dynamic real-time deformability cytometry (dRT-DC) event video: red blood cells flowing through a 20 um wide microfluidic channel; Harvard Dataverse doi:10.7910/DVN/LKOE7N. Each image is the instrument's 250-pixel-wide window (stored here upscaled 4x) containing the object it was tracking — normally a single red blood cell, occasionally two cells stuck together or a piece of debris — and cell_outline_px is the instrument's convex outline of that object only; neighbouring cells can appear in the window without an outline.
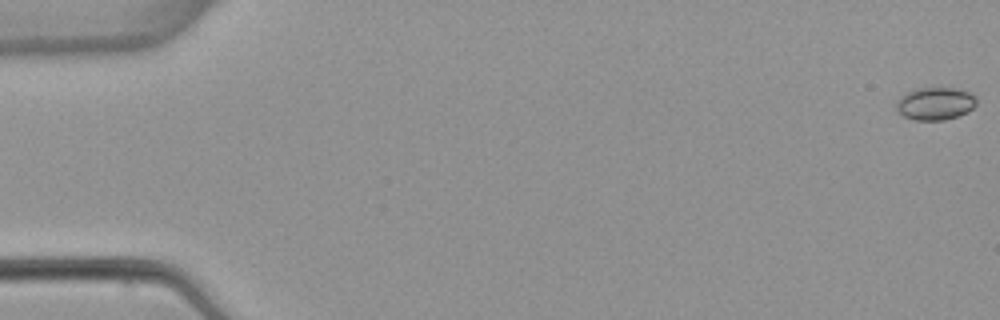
{"species": "common noctule bat (a hibernating species)", "species_latin": "Nyctalus noctula", "temperature_condition": "warm", "stored_images_in_passage": 7, "camera_frame_rate_fps": 3000, "um_per_image_px": 0.085, "animal": {"sex": "female", "body_mass_g": 22.7, "forearm_length_mm": 54.2}, "frame": {"image": 1, "passage_image": 1, "time_ms": 0.0, "image_size_px": [1000, 320], "cell_outline_px": [[976, 104], [968, 112], [944, 120], [916, 120], [904, 116], [896, 108], [896, 100], [900, 96], [916, 88], [960, 88], [972, 92], [976, 96]], "centroid_in_image_um": [79.52, 8.79], "position_along_channel_um": 5.5, "area_um2": 15.37}}
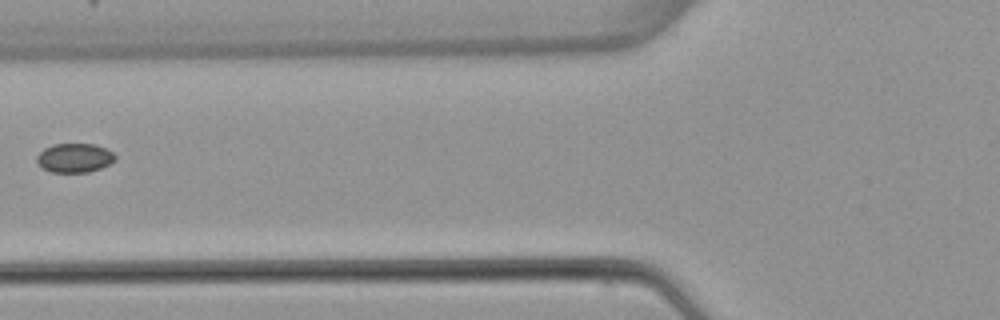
{"frame": {"image": 2, "passage_image": 6, "time_ms": 7.0, "image_size_px": [1000, 320], "cell_outline_px": [[116, 160], [100, 168], [88, 172], [52, 172], [44, 168], [36, 160], [36, 156], [44, 148], [52, 144], [92, 144], [104, 148], [112, 152], [116, 156]], "centroid_in_image_um": [6.33, 13.41], "position_along_channel_um": 119.5, "area_um2": 13.12}}
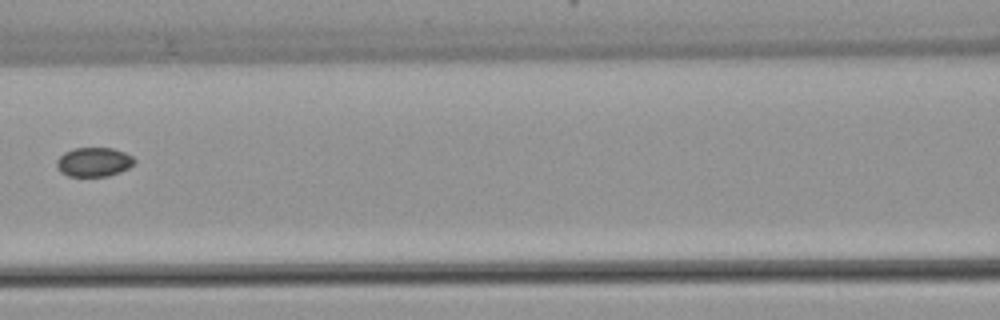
{"frame": {"image": 3, "passage_image": 7, "time_ms": 8.0, "image_size_px": [1000, 320], "cell_outline_px": [[136, 160], [128, 168], [120, 172], [108, 176], [68, 176], [60, 172], [56, 168], [56, 160], [64, 152], [76, 148], [112, 148], [124, 152], [132, 156]], "centroid_in_image_um": [7.95, 13.77], "position_along_channel_um": 158.7, "area_um2": 13.24}}